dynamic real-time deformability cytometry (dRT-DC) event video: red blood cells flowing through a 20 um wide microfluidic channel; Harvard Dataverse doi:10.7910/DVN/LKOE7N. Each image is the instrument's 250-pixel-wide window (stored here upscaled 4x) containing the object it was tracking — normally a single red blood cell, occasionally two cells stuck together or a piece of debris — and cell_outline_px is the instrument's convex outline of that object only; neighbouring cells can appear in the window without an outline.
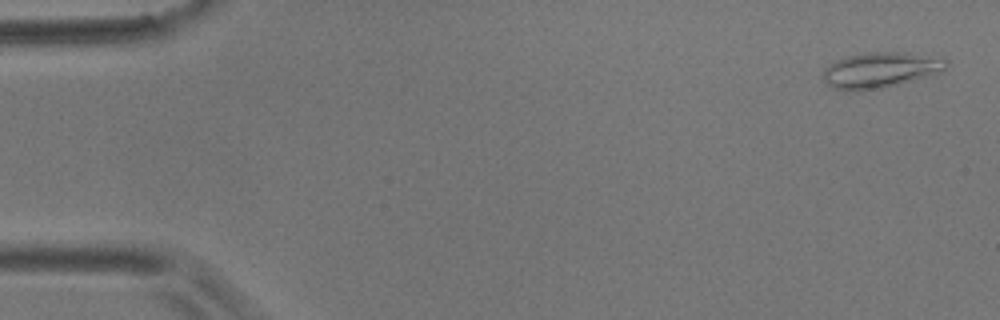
{"species": "common noctule bat (a hibernating species)", "species_latin": "Nyctalus noctula", "temperature_condition": "room temperature", "stored_images_in_passage": 55, "camera_frame_rate_fps": 3000, "um_per_image_px": 0.085, "animal": {"sex": "male", "body_mass_g": 17.9}, "frame": {"image": 1, "passage_image": 1, "time_ms": 0.0, "image_size_px": [1000, 320], "cell_outline_px": [[948, 64], [940, 72], [928, 76], [884, 88], [848, 92], [844, 92], [828, 84], [824, 80], [824, 68], [836, 60], [848, 56], [868, 52], [904, 52], [948, 60]], "centroid_in_image_um": [74.79, 5.97], "position_along_channel_um": 10.2, "area_um2": 25.32}}
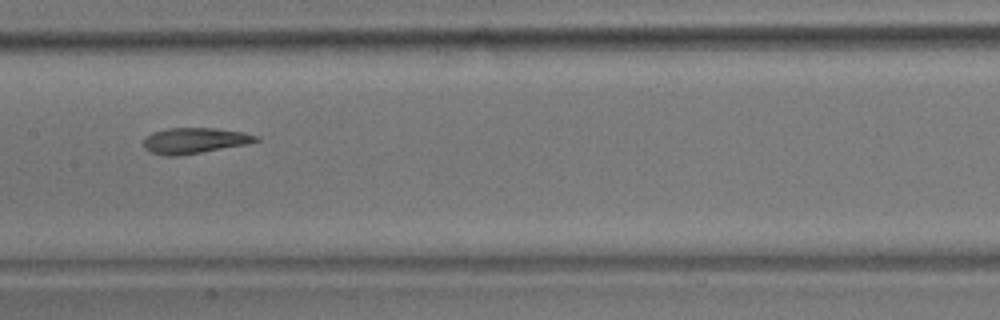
{"frame": {"image": 2, "passage_image": 27, "time_ms": 8.667, "image_size_px": [1000, 320], "cell_outline_px": [[260, 140], [248, 144], [180, 156], [168, 156], [152, 152], [144, 148], [144, 140], [152, 132], [168, 128], [216, 128], [244, 132], [260, 136]], "centroid_in_image_um": [16.59, 11.95], "position_along_channel_um": 190.8, "area_um2": 16.94}}
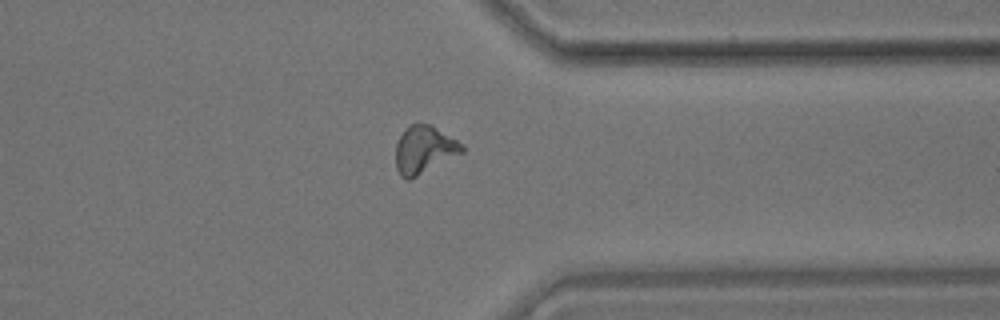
{"frame": {"image": 3, "passage_image": 43, "time_ms": 14.0, "image_size_px": [1000, 320], "cell_outline_px": [[464, 152], [408, 180], [404, 180], [400, 176], [396, 168], [396, 144], [404, 128], [408, 124], [428, 124], [464, 144]], "centroid_in_image_um": [36.03, 12.73], "position_along_channel_um": 375.4, "area_um2": 18.21}, "authors_computed_cell_mechanics": {"area_um2": 17.34, "velocity_mm_per_s": 3.5346, "shape_relaxation_time_tau1_ms": 8.9898, "shape_relaxation_time_tau2_ms": 3.3935, "deformation_change_tau1": 0.2421, "deformation_change_tau2": 0.1071}}